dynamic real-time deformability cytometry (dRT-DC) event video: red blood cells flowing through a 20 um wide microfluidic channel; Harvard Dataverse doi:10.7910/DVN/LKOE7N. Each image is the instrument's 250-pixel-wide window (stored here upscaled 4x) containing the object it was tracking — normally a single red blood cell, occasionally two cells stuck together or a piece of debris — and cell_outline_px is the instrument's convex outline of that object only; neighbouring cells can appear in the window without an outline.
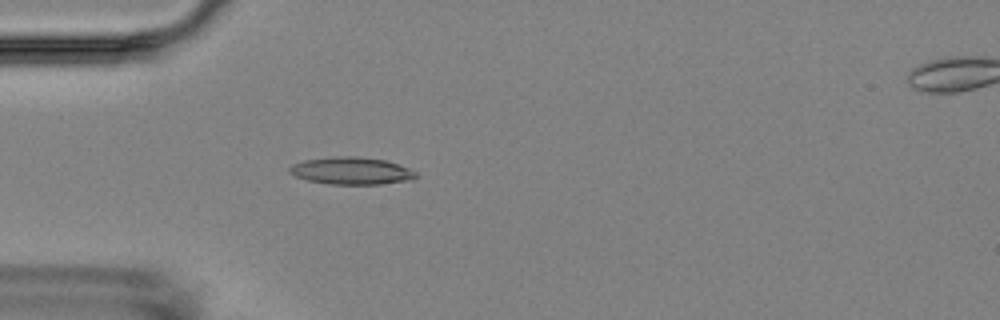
{"species": "Egyptian fruit bat (a non-hibernating species)", "species_latin": "Rousettus aegyptiacus", "temperature_condition": "room temperature", "stored_images_in_passage": 6, "camera_frame_rate_fps": 3000, "um_per_image_px": 0.085, "animal": {"sex": "female"}, "frame": {"image": 1, "passage_image": 5, "time_ms": 4.667, "image_size_px": [1000, 320], "cell_outline_px": [[420, 176], [412, 180], [380, 184], [332, 184], [308, 180], [296, 176], [288, 172], [288, 168], [292, 164], [304, 160], [336, 156], [356, 156], [384, 160], [408, 168], [416, 172]], "centroid_in_image_um": [29.88, 14.52], "position_along_channel_um": 55.1, "area_um2": 20.06}}